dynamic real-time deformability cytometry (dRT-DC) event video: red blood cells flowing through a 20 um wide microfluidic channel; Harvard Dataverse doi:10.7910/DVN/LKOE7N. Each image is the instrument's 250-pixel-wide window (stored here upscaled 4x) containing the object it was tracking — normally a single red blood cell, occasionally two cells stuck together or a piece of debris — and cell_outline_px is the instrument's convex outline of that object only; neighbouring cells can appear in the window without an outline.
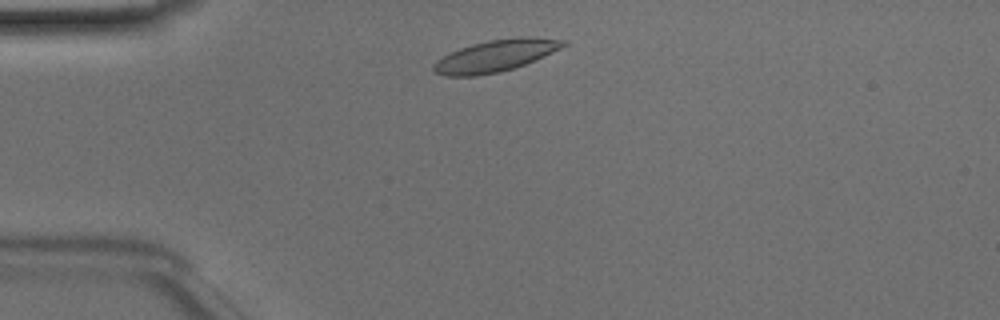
{"species": "Egyptian fruit bat (a non-hibernating species)", "species_latin": "Rousettus aegyptiacus", "temperature_condition": "room temperature", "stored_images_in_passage": 41, "camera_frame_rate_fps": 3000, "um_per_image_px": 0.085, "animal": {"sex": "male"}, "frame": {"image": 1, "passage_image": 4, "time_ms": 1.0, "image_size_px": [1000, 320], "cell_outline_px": [[568, 44], [536, 60], [500, 72], [476, 76], [444, 76], [436, 72], [432, 68], [432, 64], [436, 60], [460, 48], [472, 44], [488, 40], [520, 36], [536, 36], [568, 40]], "centroid_in_image_um": [42.15, 4.72], "position_along_channel_um": 42.8, "area_um2": 24.16}}
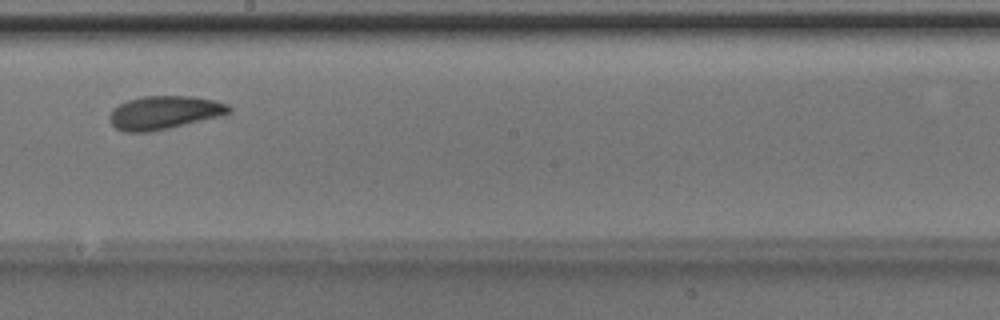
{"frame": {"image": 2, "passage_image": 20, "time_ms": 6.333, "image_size_px": [1000, 320], "cell_outline_px": [[232, 112], [220, 116], [168, 128], [148, 132], [124, 132], [116, 128], [108, 120], [108, 116], [112, 108], [128, 100], [144, 96], [192, 96], [216, 100], [228, 104], [232, 108]], "centroid_in_image_um": [13.95, 9.56], "position_along_channel_um": 234.2, "area_um2": 23.29}}
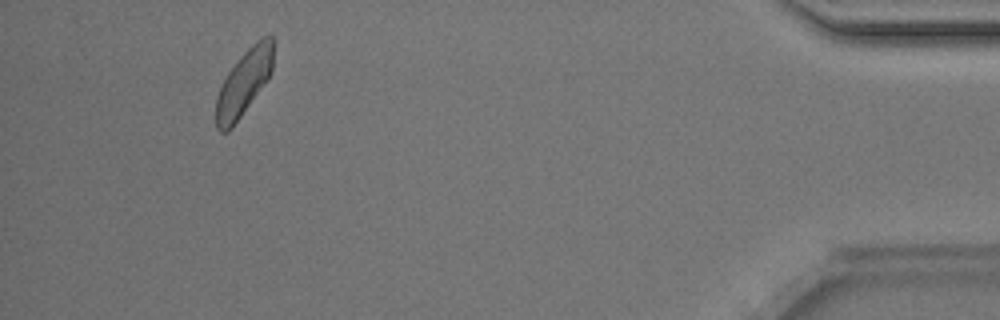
{"frame": {"image": 3, "passage_image": 38, "time_ms": 12.333, "image_size_px": [1000, 320], "cell_outline_px": [[272, 72], [232, 128], [228, 132], [220, 132], [216, 128], [216, 96], [228, 72], [240, 56], [260, 36], [268, 32], [272, 36]], "centroid_in_image_um": [20.72, 7.01], "position_along_channel_um": 414.5, "area_um2": 21.62}, "authors_computed_cell_mechanics": {"area_um2": 22.542, "velocity_mm_per_s": 4.0707, "shape_relaxation_time_tau1_ms": 3.5863, "shape_relaxation_time_tau2_ms": 2.028, "deformation_change_tau1": 0.0975, "deformation_change_tau2": 0.0608}}